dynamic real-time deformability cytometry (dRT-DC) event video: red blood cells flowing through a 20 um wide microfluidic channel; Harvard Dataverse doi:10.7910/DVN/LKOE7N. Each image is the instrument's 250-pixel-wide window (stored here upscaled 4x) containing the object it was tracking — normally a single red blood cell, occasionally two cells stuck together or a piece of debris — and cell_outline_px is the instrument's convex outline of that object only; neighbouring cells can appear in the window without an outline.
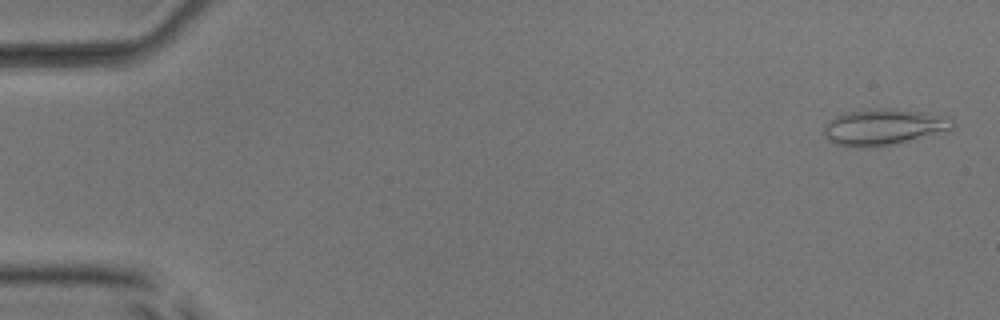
{"species": "common noctule bat (a hibernating species)", "species_latin": "Nyctalus noctula", "temperature_condition": "room temperature", "stored_images_in_passage": 51, "camera_frame_rate_fps": 3000, "um_per_image_px": 0.085, "animal": {"sex": "male", "body_mass_g": 17.9, "forearm_length_mm": 54.2}, "frame": {"image": 1, "passage_image": 2, "time_ms": 0.333, "image_size_px": [1000, 320], "cell_outline_px": [[956, 124], [948, 132], [892, 144], [832, 144], [824, 136], [824, 128], [828, 120], [844, 112], [872, 108], [896, 108], [952, 116]], "centroid_in_image_um": [75.22, 10.73], "position_along_channel_um": 9.8, "area_um2": 26.99}}
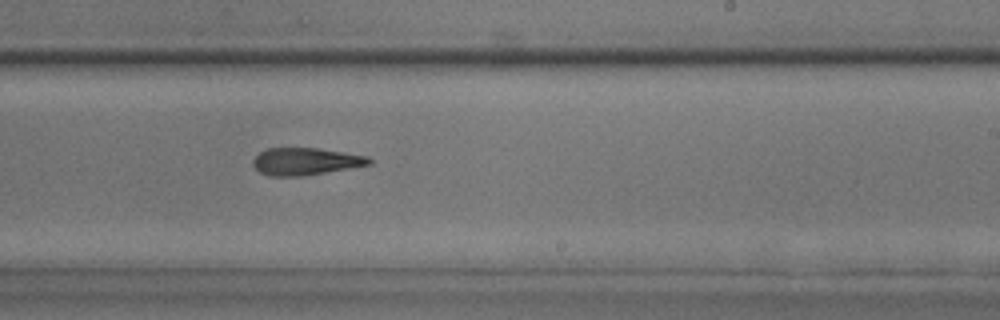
{"frame": {"image": 2, "passage_image": 32, "time_ms": 10.333, "image_size_px": [1000, 320], "cell_outline_px": [[372, 164], [300, 176], [268, 176], [260, 172], [252, 164], [252, 160], [260, 152], [268, 148], [320, 148], [368, 156], [372, 160]], "centroid_in_image_um": [25.96, 13.71], "position_along_channel_um": 263.0, "area_um2": 18.32}}
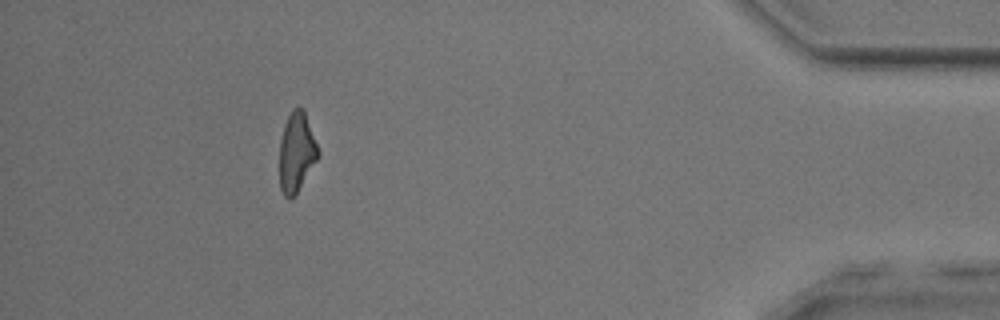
{"frame": {"image": 3, "passage_image": 47, "time_ms": 15.333, "image_size_px": [1000, 320], "cell_outline_px": [[320, 156], [296, 192], [292, 196], [284, 196], [280, 188], [280, 140], [284, 124], [292, 108], [304, 108], [320, 152]], "centroid_in_image_um": [25.22, 12.87], "position_along_channel_um": 410.0, "area_um2": 17.74}}